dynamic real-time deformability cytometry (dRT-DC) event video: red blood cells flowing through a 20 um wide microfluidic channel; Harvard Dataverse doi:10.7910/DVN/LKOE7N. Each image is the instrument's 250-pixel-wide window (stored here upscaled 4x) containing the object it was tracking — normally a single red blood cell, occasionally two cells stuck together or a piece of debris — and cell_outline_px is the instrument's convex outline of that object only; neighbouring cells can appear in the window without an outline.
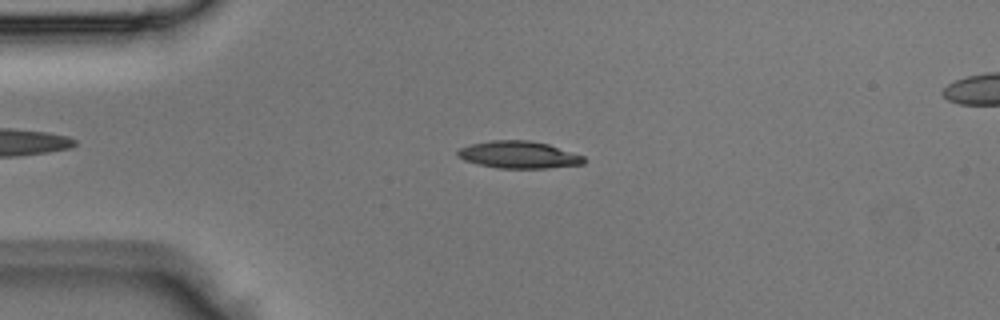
{"species": "Egyptian fruit bat (a non-hibernating species)", "species_latin": "Rousettus aegyptiacus", "temperature_condition": "room temperature", "stored_images_in_passage": 4, "segment_of_instrument_passage": [1, 2], "camera_frame_rate_fps": 3000, "um_per_image_px": 0.085, "animal": {"sex": "male"}, "frame": {"image": 1, "passage_image": 3, "time_ms": 0.667, "image_size_px": [1000, 320], "cell_outline_px": [[584, 164], [548, 168], [496, 168], [464, 160], [456, 156], [456, 152], [460, 148], [472, 144], [492, 140], [528, 140], [548, 144], [584, 156]], "centroid_in_image_um": [44.08, 13.15], "position_along_channel_um": 40.9, "area_um2": 19.88}}